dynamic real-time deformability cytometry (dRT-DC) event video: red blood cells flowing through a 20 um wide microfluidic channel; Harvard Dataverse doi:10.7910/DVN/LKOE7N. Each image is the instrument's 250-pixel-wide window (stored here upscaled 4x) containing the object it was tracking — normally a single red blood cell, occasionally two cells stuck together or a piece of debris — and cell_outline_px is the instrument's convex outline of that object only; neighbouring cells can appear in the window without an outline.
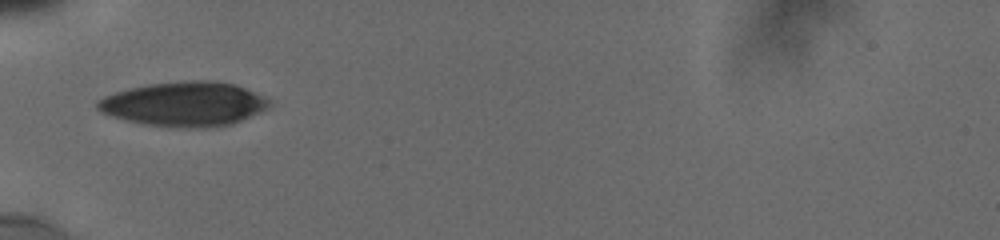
{"species": "human", "species_latin": "Homo sapiens", "temperature_condition": "cold", "stored_images_in_passage": 44, "camera_frame_rate_fps": 3000, "um_per_image_px": 0.085, "donor": {"sex": "male"}, "frame": {"image": 1, "passage_image": 1, "time_ms": 0.0, "image_size_px": [1000, 240], "cell_outline_px": [[272, 104], [268, 108], [260, 112], [232, 124], [204, 128], [200, 128], [148, 124], [128, 120], [112, 116], [100, 112], [96, 108], [96, 100], [104, 96], [128, 88], [148, 84], [188, 80], [212, 80], [232, 84], [244, 88], [272, 100]], "centroid_in_image_um": [15.67, 8.83], "position_along_channel_um": 69.3, "area_um2": 44.22}}
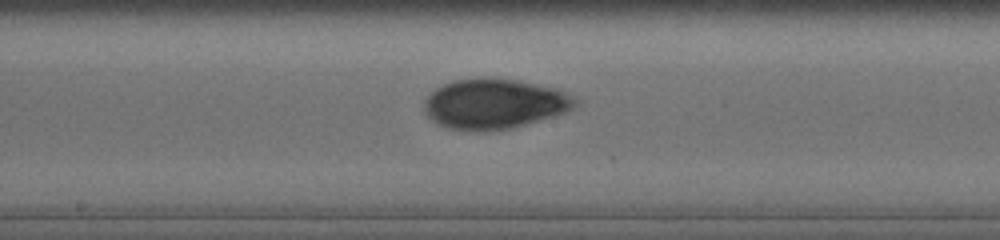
{"frame": {"image": 2, "passage_image": 20, "time_ms": 3.667, "image_size_px": [1000, 240], "cell_outline_px": [[576, 104], [572, 108], [564, 112], [552, 116], [512, 128], [484, 132], [476, 132], [448, 128], [432, 120], [424, 112], [424, 100], [436, 88], [452, 80], [476, 76], [484, 76], [516, 80], [556, 88], [564, 92], [576, 100]], "centroid_in_image_um": [41.95, 8.81], "position_along_channel_um": 206.2, "area_um2": 44.22}}
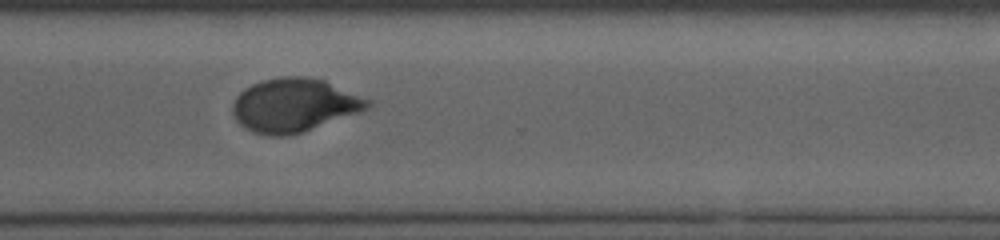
{"frame": {"image": 3, "passage_image": 43, "time_ms": 7.333, "image_size_px": [1000, 240], "cell_outline_px": [[372, 104], [368, 108], [300, 132], [284, 136], [268, 136], [252, 132], [244, 128], [236, 120], [232, 112], [232, 104], [236, 96], [244, 88], [252, 84], [264, 80], [280, 76], [300, 76], [324, 80], [372, 100]], "centroid_in_image_um": [24.95, 8.93], "position_along_channel_um": 345.6, "area_um2": 41.73}}